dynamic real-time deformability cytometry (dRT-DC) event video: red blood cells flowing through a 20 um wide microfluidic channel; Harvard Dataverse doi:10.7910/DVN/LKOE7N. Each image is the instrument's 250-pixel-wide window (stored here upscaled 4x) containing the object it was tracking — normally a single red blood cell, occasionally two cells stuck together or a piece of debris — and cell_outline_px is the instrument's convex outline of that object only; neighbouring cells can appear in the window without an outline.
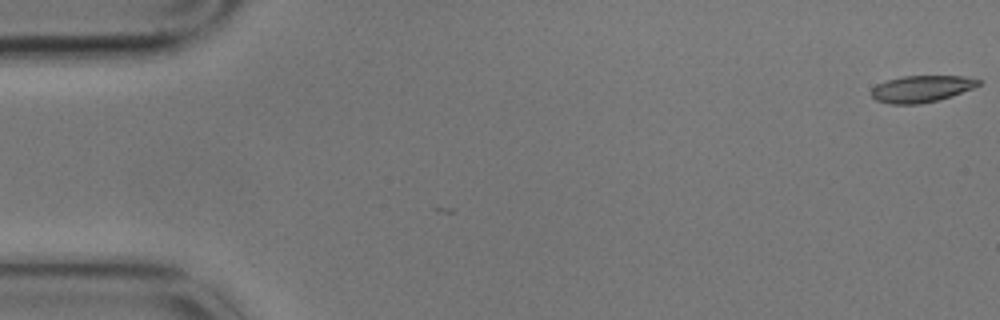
{"species": "common noctule bat (a hibernating species)", "species_latin": "Nyctalus noctula", "temperature_condition": "cold", "stored_images_in_passage": 2, "camera_frame_rate_fps": 3000, "um_per_image_px": 0.085, "animal": {"sex": "male", "body_mass_g": 17.9}, "frame": {"image": 1, "passage_image": 2, "time_ms": 0.333, "image_size_px": [1000, 320], "cell_outline_px": [[980, 84], [972, 88], [952, 96], [920, 104], [888, 104], [876, 100], [872, 96], [872, 88], [876, 84], [900, 76], [964, 76], [980, 80]], "centroid_in_image_um": [78.3, 7.55], "position_along_channel_um": 6.7, "area_um2": 16.59}}